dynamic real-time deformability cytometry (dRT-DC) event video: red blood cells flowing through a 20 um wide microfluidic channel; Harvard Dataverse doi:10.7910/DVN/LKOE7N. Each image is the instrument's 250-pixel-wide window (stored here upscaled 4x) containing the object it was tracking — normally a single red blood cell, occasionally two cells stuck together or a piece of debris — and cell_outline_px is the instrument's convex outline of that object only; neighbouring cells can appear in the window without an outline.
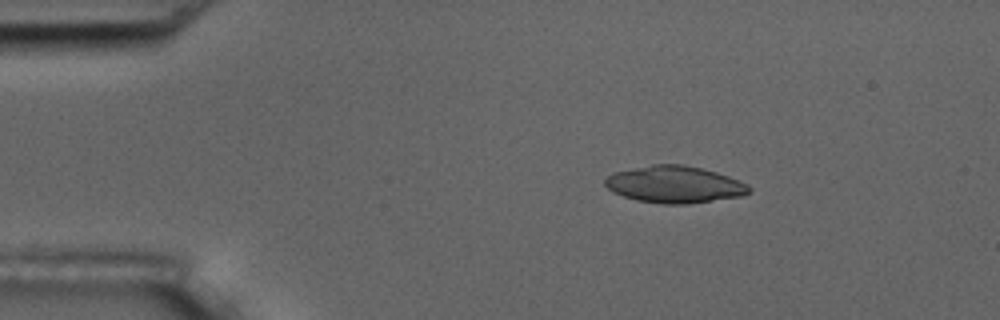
{"species": "common noctule bat (a hibernating species)", "species_latin": "Nyctalus noctula", "temperature_condition": "room temperature", "stored_images_in_passage": 47, "camera_frame_rate_fps": 3000, "um_per_image_px": 0.085, "animal": {"sex": "male", "body_mass_g": 17.5, "forearm_length_mm": 52.3}, "frame": {"image": 1, "passage_image": 1, "time_ms": 0.0, "image_size_px": [1000, 320], "cell_outline_px": [[752, 192], [740, 196], [688, 204], [664, 204], [636, 200], [612, 192], [604, 184], [604, 180], [612, 172], [652, 164], [684, 164], [716, 172], [740, 180], [748, 184], [752, 188]], "centroid_in_image_um": [57.34, 15.67], "position_along_channel_um": 27.7, "area_um2": 31.15}}